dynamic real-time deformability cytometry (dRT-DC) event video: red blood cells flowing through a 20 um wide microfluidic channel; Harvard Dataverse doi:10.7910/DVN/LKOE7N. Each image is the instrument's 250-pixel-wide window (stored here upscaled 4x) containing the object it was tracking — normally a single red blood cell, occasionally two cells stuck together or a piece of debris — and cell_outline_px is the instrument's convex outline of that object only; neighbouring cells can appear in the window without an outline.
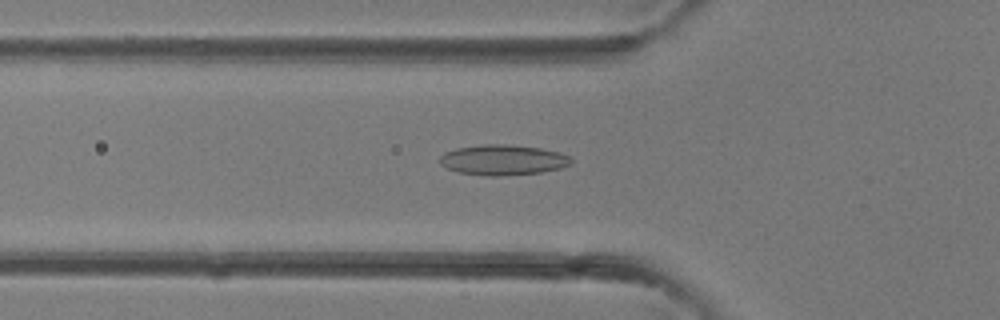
{"species": "common noctule bat (a hibernating species)", "species_latin": "Nyctalus noctula", "temperature_condition": "room temperature", "stored_images_in_passage": 41, "camera_frame_rate_fps": 3000, "um_per_image_px": 0.085, "animal": {"sex": "female"}, "frame": {"image": 1, "passage_image": 14, "time_ms": 4.333, "image_size_px": [1000, 320], "cell_outline_px": [[572, 164], [560, 168], [540, 172], [500, 176], [488, 176], [456, 172], [440, 164], [440, 156], [444, 152], [456, 148], [484, 144], [508, 144], [540, 148], [560, 152], [572, 156]], "centroid_in_image_um": [42.76, 13.59], "position_along_channel_um": 83.0, "area_um2": 23.41}}
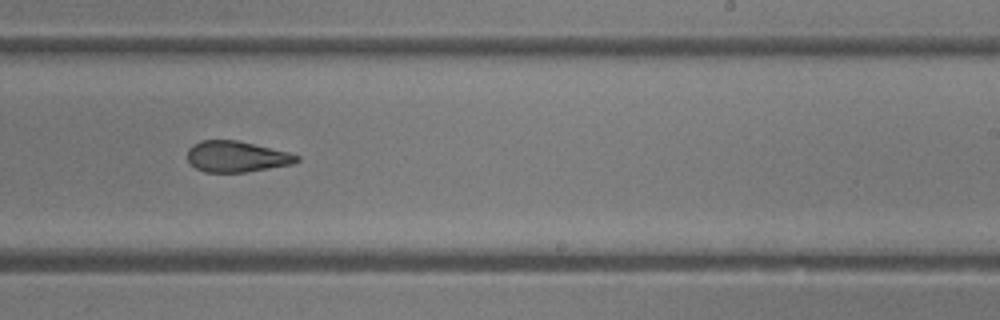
{"frame": {"image": 2, "passage_image": 25, "time_ms": 8.0, "image_size_px": [1000, 320], "cell_outline_px": [[300, 160], [292, 164], [244, 172], [204, 172], [196, 168], [188, 160], [188, 148], [192, 144], [200, 140], [236, 140], [288, 152], [300, 156]], "centroid_in_image_um": [20.08, 13.3], "position_along_channel_um": 268.9, "area_um2": 19.59}}
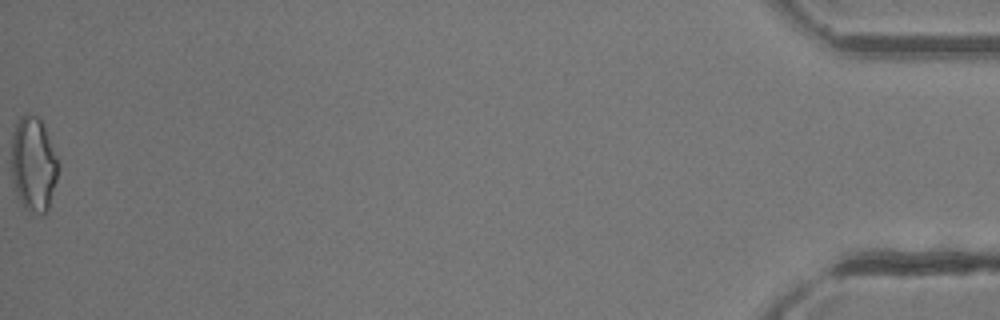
{"frame": {"image": 3, "passage_image": 41, "time_ms": 13.333, "image_size_px": [1000, 320], "cell_outline_px": [[60, 164], [48, 212], [40, 216], [24, 208], [16, 196], [12, 180], [12, 132], [20, 116], [28, 112], [40, 116]], "centroid_in_image_um": [2.85, 13.96], "position_along_channel_um": 432.4, "area_um2": 26.41}}